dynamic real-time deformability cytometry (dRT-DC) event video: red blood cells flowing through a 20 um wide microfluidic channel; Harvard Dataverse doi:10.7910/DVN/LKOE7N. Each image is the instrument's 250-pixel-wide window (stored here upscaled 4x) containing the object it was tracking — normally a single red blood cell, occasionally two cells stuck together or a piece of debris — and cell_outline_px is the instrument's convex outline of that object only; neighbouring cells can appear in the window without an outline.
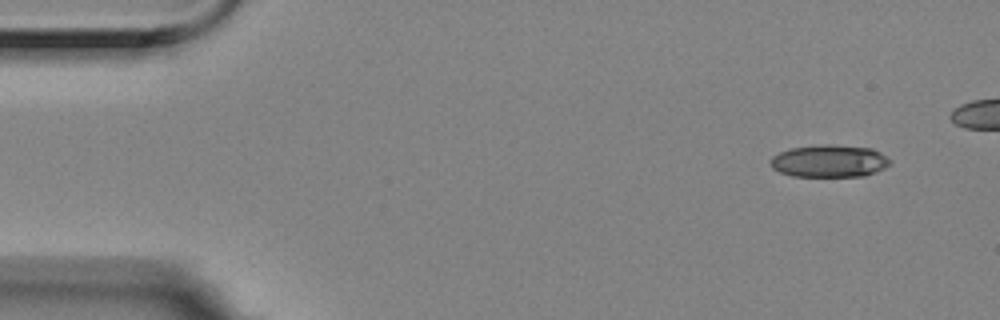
{"species": "Egyptian fruit bat (a non-hibernating species)", "species_latin": "Rousettus aegyptiacus", "temperature_condition": "room temperature", "stored_images_in_passage": 7, "camera_frame_rate_fps": 3000, "um_per_image_px": 0.085, "animal": {"sex": "female"}, "frame": {"image": 1, "passage_image": 1, "time_ms": 0.0, "image_size_px": [1000, 320], "cell_outline_px": [[892, 164], [884, 168], [864, 176], [792, 176], [780, 172], [772, 168], [768, 164], [772, 156], [780, 152], [792, 148], [820, 144], [828, 144], [872, 148], [880, 152], [892, 160]], "centroid_in_image_um": [70.49, 13.68], "position_along_channel_um": 14.5, "area_um2": 22.72}}
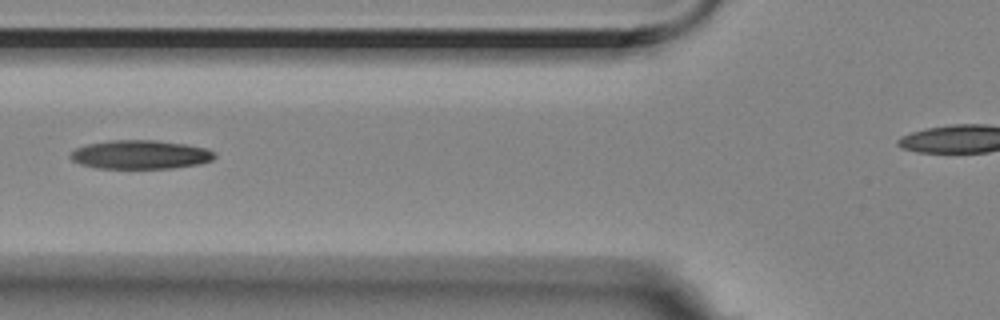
{"frame": {"image": 2, "passage_image": 6, "time_ms": 1.667, "image_size_px": [1000, 320], "cell_outline_px": [[216, 156], [212, 160], [200, 164], [172, 168], [96, 168], [80, 164], [72, 160], [68, 156], [76, 148], [88, 144], [112, 140], [156, 140], [184, 144], [204, 148], [216, 152]], "centroid_in_image_um": [11.93, 13.14], "position_along_channel_um": 113.9, "area_um2": 24.16}}
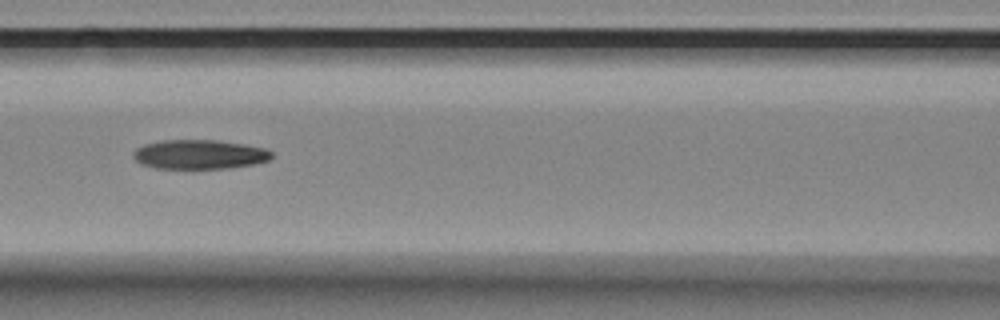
{"frame": {"image": 3, "passage_image": 7, "time_ms": 2.0, "image_size_px": [1000, 320], "cell_outline_px": [[272, 156], [268, 160], [252, 164], [228, 168], [156, 168], [140, 164], [132, 156], [132, 152], [136, 148], [144, 144], [160, 140], [216, 140], [244, 144], [264, 148], [272, 152]], "centroid_in_image_um": [16.9, 13.12], "position_along_channel_um": 149.7, "area_um2": 23.58}}